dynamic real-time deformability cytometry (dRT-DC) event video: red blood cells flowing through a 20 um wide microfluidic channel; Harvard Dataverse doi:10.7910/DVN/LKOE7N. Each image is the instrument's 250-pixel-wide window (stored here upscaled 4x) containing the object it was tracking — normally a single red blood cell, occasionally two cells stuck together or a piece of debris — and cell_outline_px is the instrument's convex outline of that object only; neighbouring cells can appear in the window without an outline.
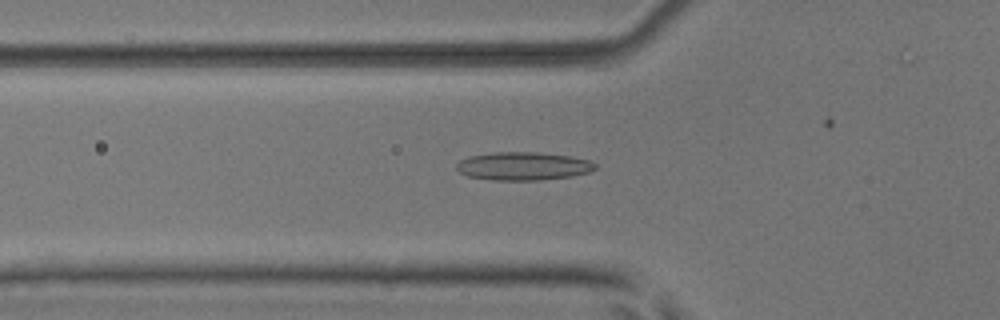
{"species": "common noctule bat (a hibernating species)", "species_latin": "Nyctalus noctula", "temperature_condition": "room temperature", "stored_images_in_passage": 41, "camera_frame_rate_fps": 3000, "um_per_image_px": 0.085, "animal": {"sex": "male", "body_mass_g": 17.9, "forearm_length_mm": 54.2}, "frame": {"image": 1, "passage_image": 19, "time_ms": 6.0, "image_size_px": [1000, 320], "cell_outline_px": [[596, 168], [588, 172], [572, 176], [540, 180], [492, 180], [468, 176], [460, 172], [456, 168], [456, 164], [460, 160], [468, 156], [496, 152], [536, 152], [568, 156], [592, 160], [596, 164]], "centroid_in_image_um": [44.47, 14.12], "position_along_channel_um": 81.3, "area_um2": 22.77}}
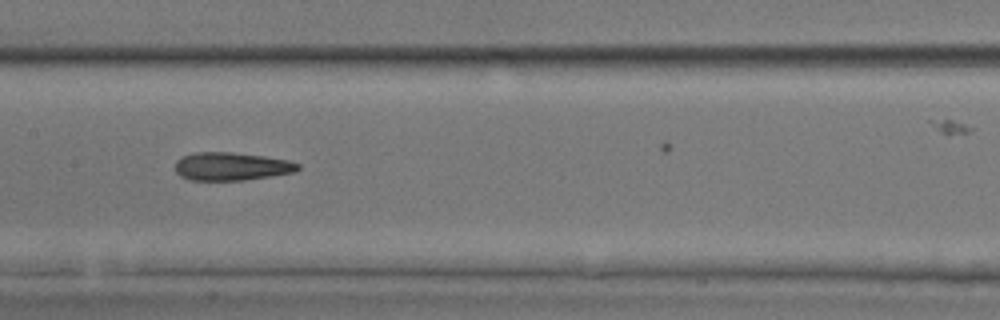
{"frame": {"image": 2, "passage_image": 27, "time_ms": 8.667, "image_size_px": [1000, 320], "cell_outline_px": [[300, 168], [292, 172], [244, 180], [188, 180], [180, 176], [176, 172], [176, 160], [180, 156], [196, 152], [232, 152], [264, 156], [288, 160], [300, 164]], "centroid_in_image_um": [19.62, 14.13], "position_along_channel_um": 187.8, "area_um2": 20.06}}
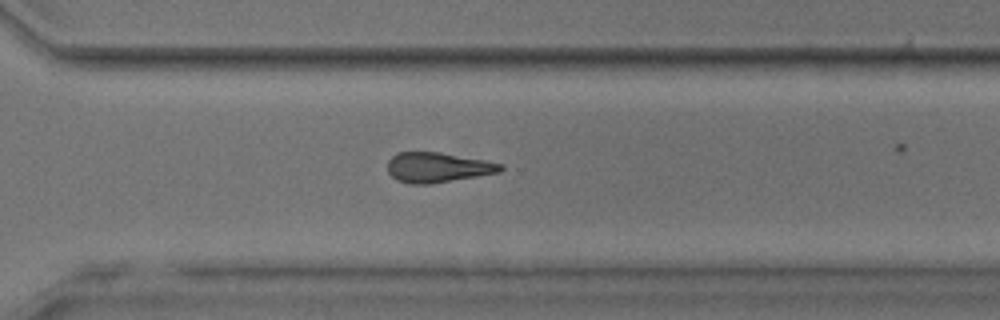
{"frame": {"image": 3, "passage_image": 38, "time_ms": 12.333, "image_size_px": [1000, 320], "cell_outline_px": [[504, 168], [500, 172], [428, 184], [408, 184], [396, 180], [388, 172], [388, 160], [396, 152], [440, 152], [484, 160], [504, 164]], "centroid_in_image_um": [37.18, 14.22], "position_along_channel_um": 333.4, "area_um2": 19.71}}